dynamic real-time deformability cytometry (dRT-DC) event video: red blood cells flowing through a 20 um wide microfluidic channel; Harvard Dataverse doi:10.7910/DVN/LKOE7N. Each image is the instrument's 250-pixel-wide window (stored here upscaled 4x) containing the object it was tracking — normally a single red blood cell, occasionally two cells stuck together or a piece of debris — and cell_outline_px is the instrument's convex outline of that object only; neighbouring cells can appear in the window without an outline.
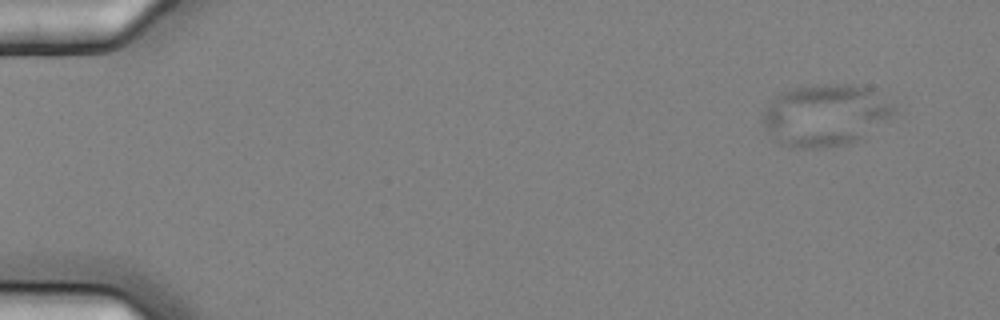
{"species": "common noctule bat (a hibernating species)", "species_latin": "Nyctalus noctula", "temperature_condition": "cold", "stored_images_in_passage": 59, "camera_frame_rate_fps": 3000, "um_per_image_px": 0.085, "animal": {"sex": "female", "body_mass_g": 25.1}, "frame": {"image": 1, "passage_image": 6, "time_ms": 1.667, "image_size_px": [1000, 320], "cell_outline_px": [[896, 112], [892, 116], [848, 144], [816, 148], [800, 148], [780, 144], [764, 128], [764, 112], [776, 96], [792, 88], [832, 84], [852, 84], [868, 88], [892, 104], [896, 108]], "centroid_in_image_um": [70.13, 9.78], "position_along_channel_um": 14.9, "area_um2": 46.01}}
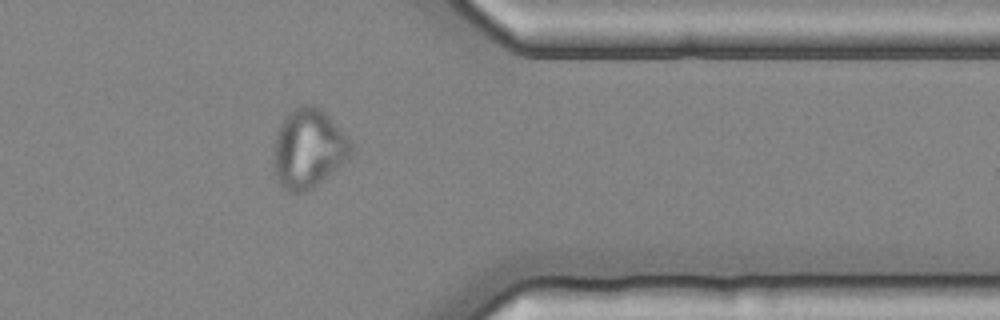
{"frame": {"image": 2, "passage_image": 49, "time_ms": 16.0, "image_size_px": [1000, 320], "cell_outline_px": [[352, 152], [344, 164], [312, 188], [304, 192], [288, 192], [280, 184], [276, 176], [276, 132], [280, 124], [300, 104], [312, 104], [320, 108], [348, 136], [352, 144]], "centroid_in_image_um": [26.27, 12.63], "position_along_channel_um": 385.1, "area_um2": 35.03}}
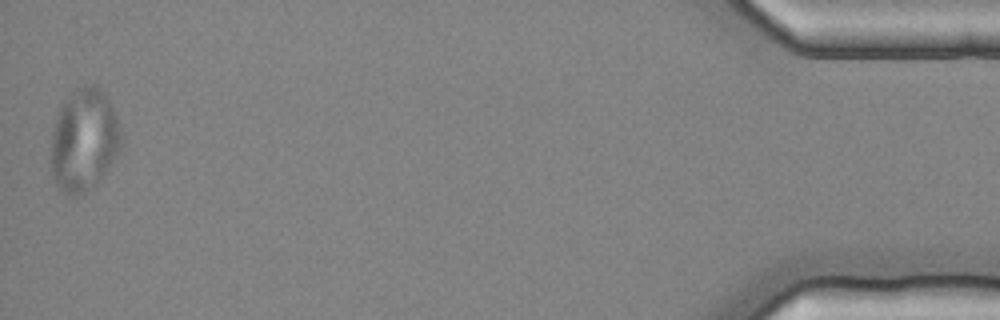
{"frame": {"image": 3, "passage_image": 59, "time_ms": 19.333, "image_size_px": [1000, 320], "cell_outline_px": [[124, 140], [120, 152], [112, 164], [100, 180], [84, 192], [76, 196], [72, 196], [64, 192], [56, 184], [52, 176], [52, 132], [56, 116], [60, 104], [76, 88], [84, 84], [96, 84], [104, 92], [120, 124], [124, 136]], "centroid_in_image_um": [7.18, 11.88], "position_along_channel_um": 428.0, "area_um2": 42.48}}